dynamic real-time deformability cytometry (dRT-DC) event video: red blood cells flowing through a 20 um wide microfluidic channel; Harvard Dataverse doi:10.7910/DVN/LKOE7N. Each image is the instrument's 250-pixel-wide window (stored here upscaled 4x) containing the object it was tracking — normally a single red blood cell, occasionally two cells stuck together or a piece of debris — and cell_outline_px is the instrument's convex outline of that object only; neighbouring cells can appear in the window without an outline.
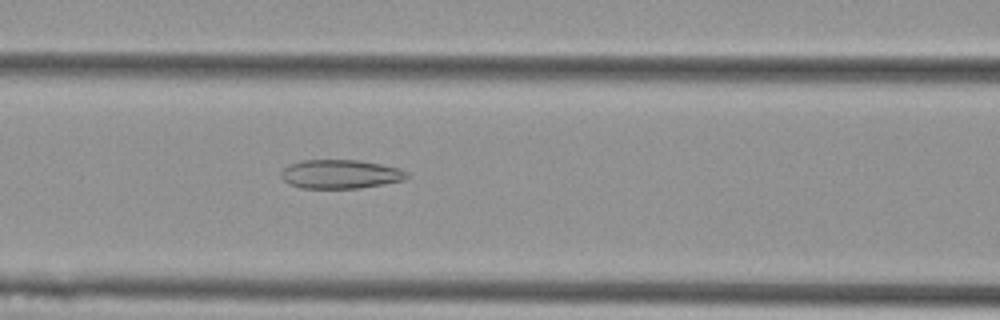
{"species": "Egyptian fruit bat (a non-hibernating species)", "species_latin": "Rousettus aegyptiacus", "temperature_condition": "cold", "stored_images_in_passage": 54, "camera_frame_rate_fps": 3000, "um_per_image_px": 0.085, "animal": {"sex": "female"}, "frame": {"image": 1, "passage_image": 23, "time_ms": 7.333, "image_size_px": [1000, 320], "cell_outline_px": [[408, 176], [404, 180], [384, 184], [360, 188], [300, 188], [288, 184], [280, 176], [280, 172], [288, 164], [300, 160], [360, 160], [400, 168], [408, 172]], "centroid_in_image_um": [28.91, 14.8], "position_along_channel_um": 137.7, "area_um2": 21.39}}
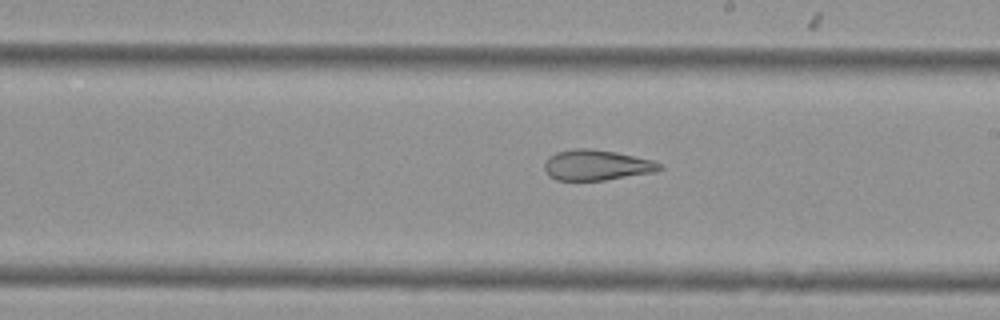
{"frame": {"image": 2, "passage_image": 31, "time_ms": 10.0, "image_size_px": [1000, 320], "cell_outline_px": [[664, 168], [656, 172], [604, 180], [556, 180], [548, 176], [544, 168], [544, 164], [556, 152], [576, 148], [588, 148], [616, 152], [652, 160], [660, 164]], "centroid_in_image_um": [50.72, 14.04], "position_along_channel_um": 238.3, "area_um2": 20.35}}
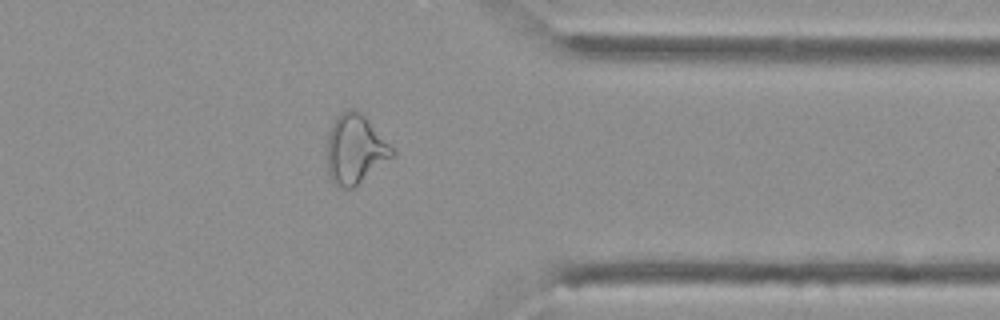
{"frame": {"image": 3, "passage_image": 43, "time_ms": 14.0, "image_size_px": [1000, 320], "cell_outline_px": [[396, 156], [352, 188], [336, 188], [332, 184], [328, 176], [328, 132], [336, 116], [348, 108], [352, 108], [360, 112], [368, 120], [396, 152]], "centroid_in_image_um": [30.18, 12.71], "position_along_channel_um": 381.2, "area_um2": 26.41}, "authors_computed_cell_mechanics": {"area_um2": 28.1486, "velocity_mm_per_s": 3.7856, "shape_relaxation_time_tau1_ms": null, "shape_relaxation_time_tau2_ms": 3.0006, "deformation_change_tau1": null, "deformation_change_tau2": 0.1284}}